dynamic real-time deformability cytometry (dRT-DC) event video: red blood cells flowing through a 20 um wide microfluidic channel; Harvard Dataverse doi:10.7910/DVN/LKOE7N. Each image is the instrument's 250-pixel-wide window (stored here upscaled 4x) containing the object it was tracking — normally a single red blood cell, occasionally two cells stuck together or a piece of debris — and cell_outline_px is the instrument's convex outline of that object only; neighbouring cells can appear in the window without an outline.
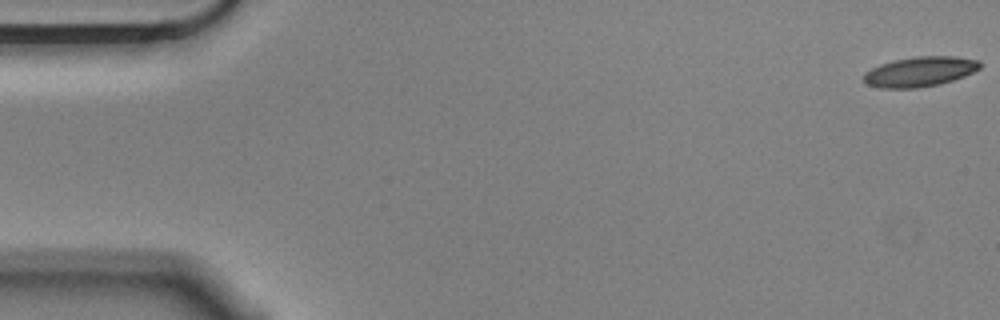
{"species": "Egyptian fruit bat (a non-hibernating species)", "species_latin": "Rousettus aegyptiacus", "temperature_condition": "cold", "stored_images_in_passage": 15, "camera_frame_rate_fps": 3000, "um_per_image_px": 0.085, "animal": {"sex": "male"}, "frame": {"image": 1, "passage_image": 1, "time_ms": 0.0, "image_size_px": [1000, 320], "cell_outline_px": [[980, 68], [964, 76], [940, 84], [916, 88], [880, 88], [868, 84], [864, 80], [864, 72], [880, 64], [892, 60], [916, 56], [956, 56], [980, 60]], "centroid_in_image_um": [78.19, 6.08], "position_along_channel_um": 6.8, "area_um2": 20.29}}
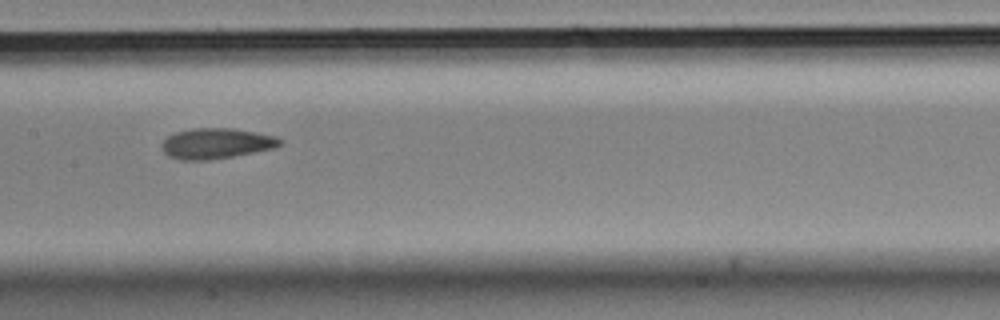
{"frame": {"image": 2, "passage_image": 8, "time_ms": 2.333, "image_size_px": [1000, 320], "cell_outline_px": [[280, 144], [276, 148], [232, 156], [208, 160], [180, 160], [168, 156], [160, 148], [160, 144], [168, 136], [176, 132], [192, 128], [232, 128], [276, 136], [280, 140]], "centroid_in_image_um": [18.33, 12.19], "position_along_channel_um": 189.1, "area_um2": 20.98}}
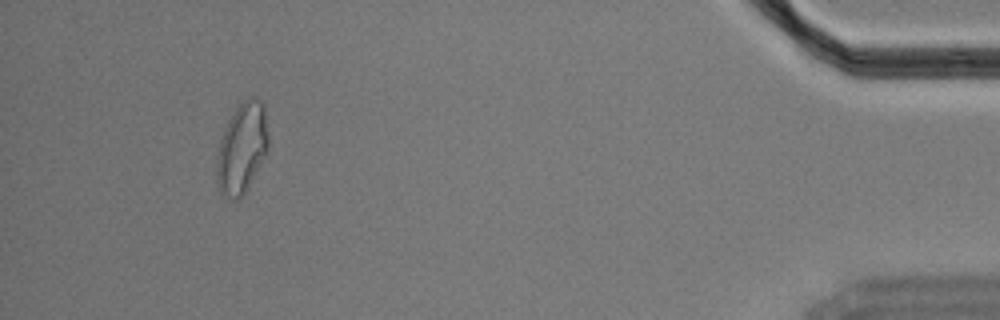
{"frame": {"image": 3, "passage_image": 14, "time_ms": 4.333, "image_size_px": [1000, 320], "cell_outline_px": [[268, 152], [244, 192], [236, 200], [232, 200], [224, 196], [220, 192], [216, 180], [216, 156], [220, 140], [224, 128], [228, 120], [236, 108], [248, 96], [252, 96], [260, 100], [264, 104], [268, 136]], "centroid_in_image_um": [20.55, 12.58], "position_along_channel_um": 414.6, "area_um2": 27.34}}